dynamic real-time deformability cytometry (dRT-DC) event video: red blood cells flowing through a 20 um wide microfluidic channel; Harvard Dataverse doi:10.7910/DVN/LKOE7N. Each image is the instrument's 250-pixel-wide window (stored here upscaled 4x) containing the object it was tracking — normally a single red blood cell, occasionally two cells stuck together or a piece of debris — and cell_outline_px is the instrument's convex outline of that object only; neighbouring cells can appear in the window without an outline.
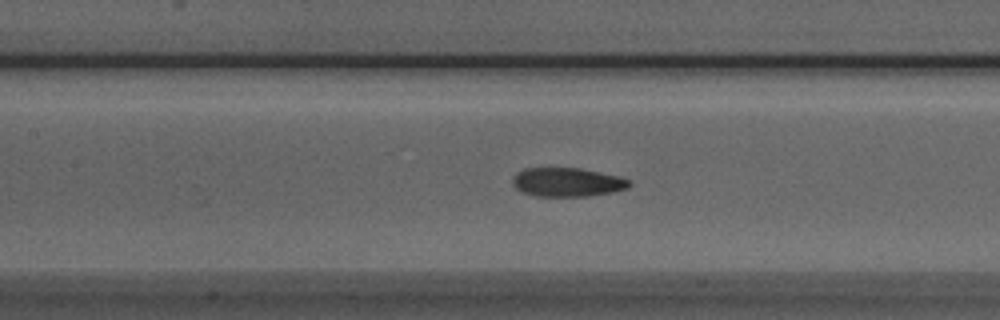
{"species": "Egyptian fruit bat (a non-hibernating species)", "species_latin": "Rousettus aegyptiacus", "temperature_condition": "room temperature", "stored_images_in_passage": 39, "camera_frame_rate_fps": 3000, "um_per_image_px": 0.085, "animal": {"sex": "male"}, "frame": {"image": 1, "passage_image": 15, "time_ms": 4.667, "image_size_px": [1000, 320], "cell_outline_px": [[632, 184], [628, 188], [612, 192], [588, 196], [536, 196], [520, 192], [512, 184], [512, 176], [516, 172], [524, 168], [580, 168], [620, 176], [628, 180]], "centroid_in_image_um": [48.18, 15.48], "position_along_channel_um": 159.2, "area_um2": 19.83}}
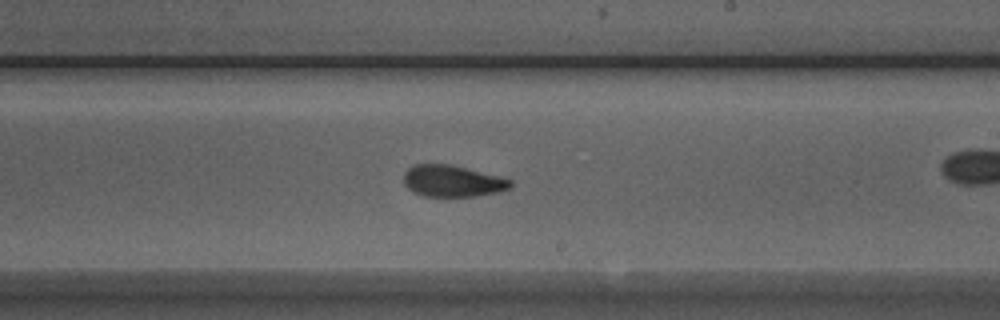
{"frame": {"image": 2, "passage_image": 22, "time_ms": 7.0, "image_size_px": [1000, 320], "cell_outline_px": [[512, 184], [508, 188], [496, 192], [476, 196], [424, 196], [412, 192], [404, 184], [404, 172], [408, 168], [416, 164], [448, 164], [512, 180]], "centroid_in_image_um": [38.39, 15.39], "position_along_channel_um": 250.6, "area_um2": 19.25}}
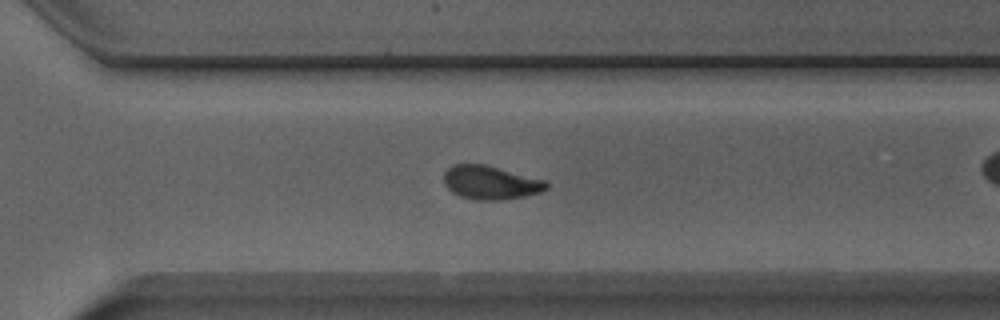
{"frame": {"image": 3, "passage_image": 28, "time_ms": 9.0, "image_size_px": [1000, 320], "cell_outline_px": [[548, 188], [540, 192], [524, 196], [500, 200], [476, 200], [460, 196], [452, 192], [444, 184], [444, 172], [452, 164], [484, 164], [544, 180], [548, 184]], "centroid_in_image_um": [41.66, 15.52], "position_along_channel_um": 328.9, "area_um2": 19.94}, "authors_computed_cell_mechanics": {"area_um2": 19.941, "velocity_mm_per_s": 3.9205, "shape_relaxation_time_tau1_ms": 3.4561, "shape_relaxation_time_tau2_ms": 1.6158, "deformation_change_tau1": 0.1529, "deformation_change_tau2": 0.0766}}